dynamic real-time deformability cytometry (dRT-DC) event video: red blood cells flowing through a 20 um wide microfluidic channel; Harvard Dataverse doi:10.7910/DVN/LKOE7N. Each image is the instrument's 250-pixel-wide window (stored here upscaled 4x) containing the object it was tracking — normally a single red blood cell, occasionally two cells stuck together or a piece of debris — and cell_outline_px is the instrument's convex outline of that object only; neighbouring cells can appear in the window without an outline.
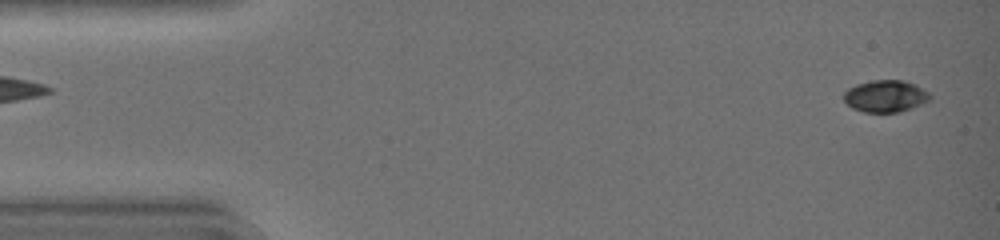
{"species": "common noctule bat (a hibernating species)", "species_latin": "Nyctalus noctula", "temperature_condition": "warm", "stored_images_in_passage": 43, "camera_frame_rate_fps": 3000, "um_per_image_px": 0.085, "animal": {"sex": "female", "body_mass_g": 19.0, "forearm_length_mm": 51.5}, "frame": {"image": 1, "passage_image": 1, "time_ms": 0.0, "image_size_px": [1000, 240], "cell_outline_px": [[932, 96], [928, 100], [912, 108], [896, 112], [864, 112], [852, 108], [844, 100], [844, 92], [848, 88], [856, 84], [872, 80], [904, 80], [916, 84], [928, 92]], "centroid_in_image_um": [75.26, 8.16], "position_along_channel_um": 9.7, "area_um2": 16.01}}
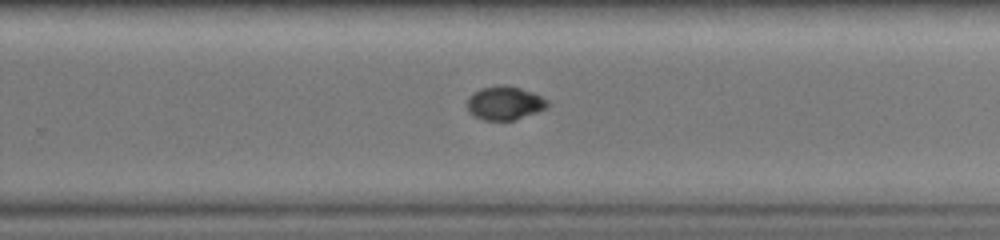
{"frame": {"image": 2, "passage_image": 28, "time_ms": 9.0, "image_size_px": [1000, 240], "cell_outline_px": [[548, 108], [512, 120], [484, 120], [468, 112], [468, 96], [472, 92], [480, 88], [504, 84], [508, 84], [532, 92], [548, 100]], "centroid_in_image_um": [42.88, 8.74], "position_along_channel_um": 286.9, "area_um2": 15.72}}
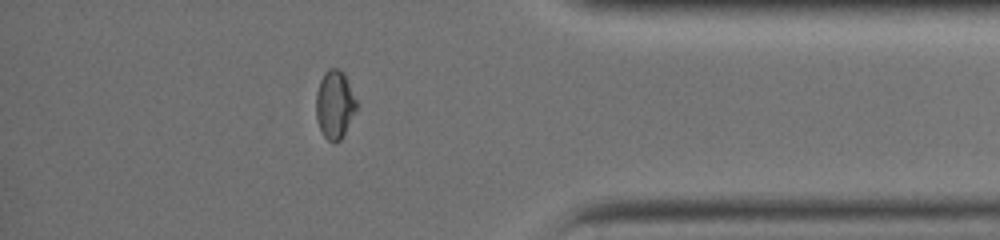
{"frame": {"image": 3, "passage_image": 37, "time_ms": 12.0, "image_size_px": [1000, 240], "cell_outline_px": [[356, 108], [340, 140], [336, 144], [332, 144], [324, 136], [320, 128], [316, 116], [316, 92], [320, 80], [324, 72], [328, 68], [340, 68], [344, 72], [356, 100]], "centroid_in_image_um": [28.42, 8.86], "position_along_channel_um": 406.8, "area_um2": 15.95}, "authors_computed_cell_mechanics": {"area_um2": 16.5886, "velocity_mm_per_s": 4.425, "shape_relaxation_time_tau1_ms": 5.056, "shape_relaxation_time_tau2_ms": null, "deformation_change_tau1": 0.204, "deformation_change_tau2": null}}